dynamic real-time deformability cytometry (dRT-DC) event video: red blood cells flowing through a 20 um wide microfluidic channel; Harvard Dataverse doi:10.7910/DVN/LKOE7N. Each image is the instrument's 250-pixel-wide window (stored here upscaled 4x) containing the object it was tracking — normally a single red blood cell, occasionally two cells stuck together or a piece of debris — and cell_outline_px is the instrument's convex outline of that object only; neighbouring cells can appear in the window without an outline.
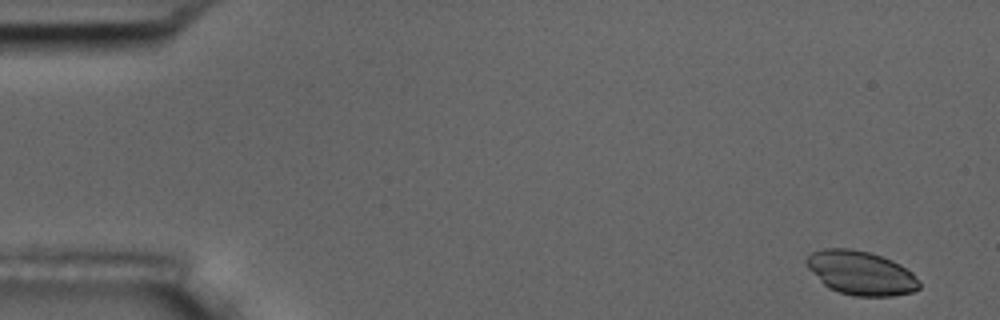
{"species": "common noctule bat (a hibernating species)", "species_latin": "Nyctalus noctula", "temperature_condition": "room temperature", "stored_images_in_passage": 5, "camera_frame_rate_fps": 3000, "um_per_image_px": 0.085, "animal": {"sex": "male", "body_mass_g": 17.5, "forearm_length_mm": 52.3}, "frame": {"image": 1, "passage_image": 1, "time_ms": 0.0, "image_size_px": [1000, 320], "cell_outline_px": [[920, 288], [912, 292], [892, 296], [856, 296], [840, 292], [828, 288], [808, 268], [804, 260], [812, 252], [824, 248], [852, 248], [868, 252], [892, 260], [900, 264], [912, 272], [920, 284]], "centroid_in_image_um": [73.17, 23.19], "position_along_channel_um": 11.8, "area_um2": 28.78}}
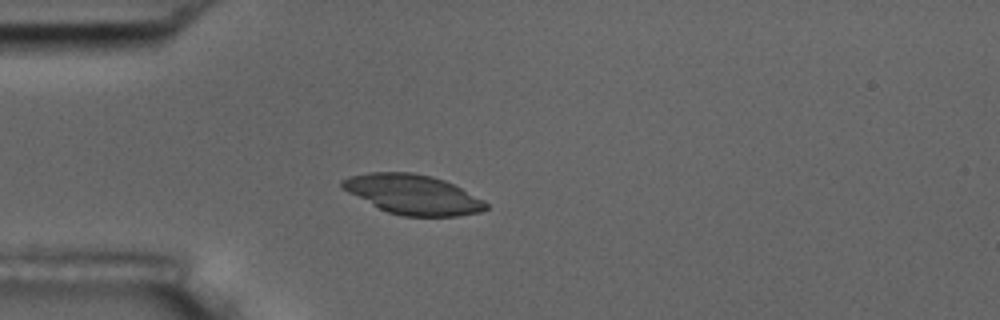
{"frame": {"image": 2, "passage_image": 4, "time_ms": 1.0, "image_size_px": [1000, 320], "cell_outline_px": [[488, 208], [480, 212], [460, 216], [404, 216], [388, 212], [348, 192], [340, 184], [340, 180], [352, 176], [368, 172], [412, 172], [432, 176], [444, 180], [484, 200], [488, 204]], "centroid_in_image_um": [35.12, 16.52], "position_along_channel_um": 49.9, "area_um2": 32.89}}